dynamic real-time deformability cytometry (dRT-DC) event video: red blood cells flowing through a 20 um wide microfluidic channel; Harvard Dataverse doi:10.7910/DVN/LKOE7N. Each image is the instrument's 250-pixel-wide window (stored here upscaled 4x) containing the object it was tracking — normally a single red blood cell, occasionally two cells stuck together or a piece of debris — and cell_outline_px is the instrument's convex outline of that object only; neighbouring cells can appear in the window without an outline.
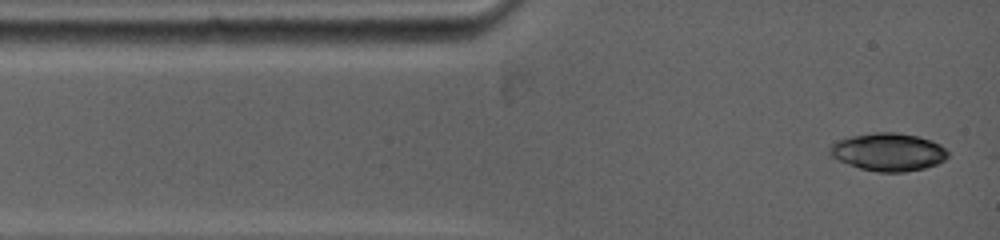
{"species": "common noctule bat (a hibernating species)", "species_latin": "Nyctalus noctula", "temperature_condition": "warm", "stored_images_in_passage": 42, "camera_frame_rate_fps": 5000, "um_per_image_px": 0.085, "animal": {"sex": "female", "body_mass_g": 19.0, "forearm_length_mm": 53.3}, "frame": {"image": 1, "passage_image": 1, "time_ms": 0.0, "image_size_px": [1000, 240], "cell_outline_px": [[948, 156], [944, 160], [936, 164], [924, 168], [904, 172], [876, 172], [860, 168], [840, 160], [832, 156], [832, 144], [840, 140], [856, 136], [880, 132], [892, 132], [916, 136], [940, 144], [948, 152]], "centroid_in_image_um": [75.57, 12.94], "position_along_channel_um": 9.4, "area_um2": 25.26}}
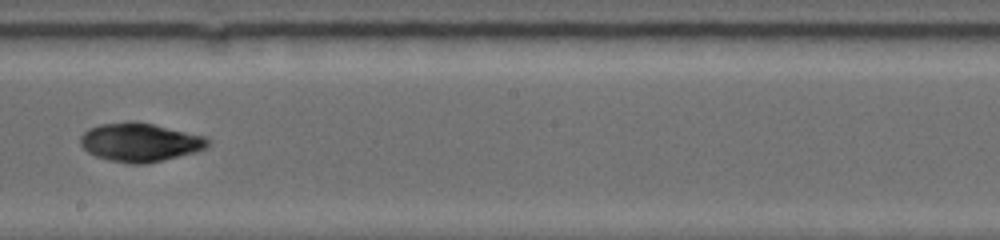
{"frame": {"image": 2, "passage_image": 19, "time_ms": 6.8, "image_size_px": [1000, 240], "cell_outline_px": [[212, 140], [204, 148], [196, 152], [144, 164], [128, 164], [96, 156], [88, 152], [80, 144], [80, 136], [88, 128], [100, 124], [128, 120], [132, 120], [152, 124], [208, 136]], "centroid_in_image_um": [11.9, 12.07], "position_along_channel_um": 236.3, "area_um2": 28.84}}
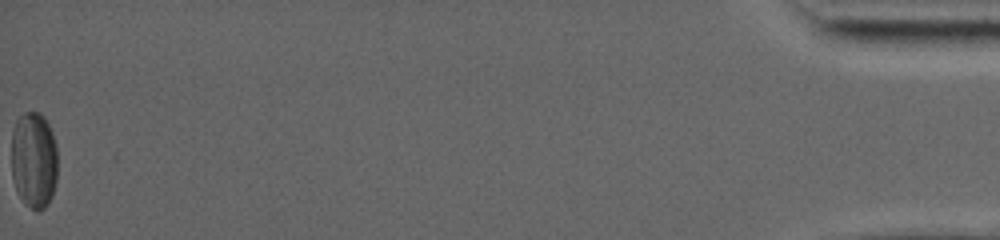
{"frame": {"image": 3, "passage_image": 42, "time_ms": 16.2, "image_size_px": [1000, 240], "cell_outline_px": [[56, 180], [52, 196], [48, 204], [40, 212], [36, 212], [20, 196], [16, 188], [12, 176], [12, 132], [16, 120], [24, 112], [40, 112], [44, 116], [52, 132], [56, 144]], "centroid_in_image_um": [2.88, 13.58], "position_along_channel_um": 432.3, "area_um2": 26.01}, "authors_computed_cell_mechanics": {"area_um2": 27.3105, "velocity_mm_per_s": 3.9113, "shape_relaxation_time_tau1_ms": 9.275, "shape_relaxation_time_tau2_ms": 5.672, "deformation_change_tau1": 0.1951, "deformation_change_tau2": 0.0553}}